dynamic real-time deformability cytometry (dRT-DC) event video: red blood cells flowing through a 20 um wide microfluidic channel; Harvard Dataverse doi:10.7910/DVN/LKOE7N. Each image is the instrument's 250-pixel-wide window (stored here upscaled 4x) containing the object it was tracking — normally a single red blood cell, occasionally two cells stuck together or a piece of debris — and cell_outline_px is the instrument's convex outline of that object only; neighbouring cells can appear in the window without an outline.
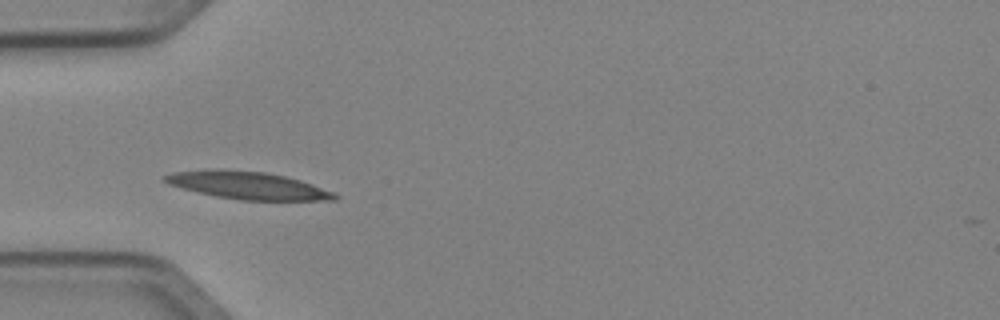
{"species": "Egyptian fruit bat (a non-hibernating species)", "species_latin": "Rousettus aegyptiacus", "temperature_condition": "cold", "stored_images_in_passage": 5, "camera_frame_rate_fps": 3000, "um_per_image_px": 0.085, "animal": {"sex": "female"}, "frame": {"image": 1, "passage_image": 2, "time_ms": 0.333, "image_size_px": [1000, 320], "cell_outline_px": [[340, 196], [336, 200], [240, 200], [216, 196], [168, 184], [164, 180], [164, 176], [172, 172], [264, 172], [284, 176], [300, 180], [336, 192]], "centroid_in_image_um": [21.24, 15.82], "position_along_channel_um": 63.8, "area_um2": 25.84}}
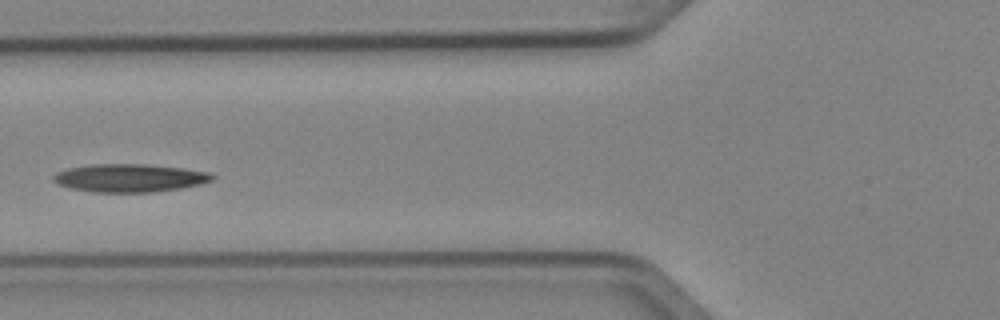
{"frame": {"image": 2, "passage_image": 3, "time_ms": 0.667, "image_size_px": [1000, 320], "cell_outline_px": [[216, 176], [212, 180], [200, 184], [180, 188], [152, 192], [92, 192], [72, 188], [56, 184], [52, 180], [52, 176], [56, 172], [68, 168], [88, 164], [148, 164], [184, 168], [208, 172]], "centroid_in_image_um": [10.99, 15.12], "position_along_channel_um": 114.8, "area_um2": 26.13}}
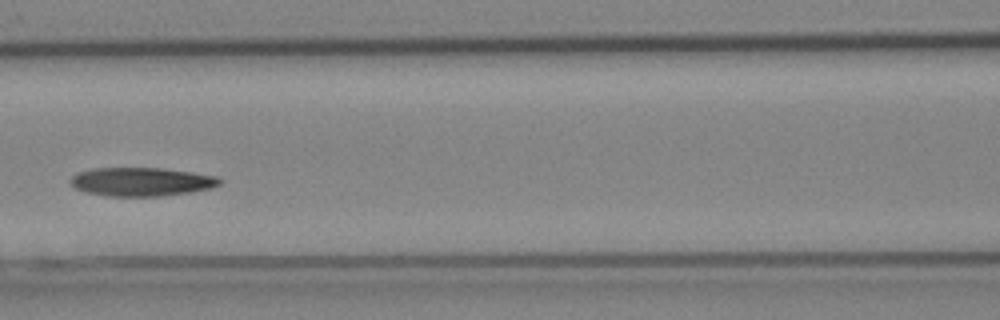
{"frame": {"image": 3, "passage_image": 4, "time_ms": 1.0, "image_size_px": [1000, 320], "cell_outline_px": [[224, 180], [220, 184], [212, 188], [192, 192], [160, 196], [108, 196], [84, 192], [76, 188], [68, 180], [72, 176], [80, 172], [92, 168], [164, 168], [220, 176]], "centroid_in_image_um": [12.08, 15.45], "position_along_channel_um": 154.5, "area_um2": 25.14}}